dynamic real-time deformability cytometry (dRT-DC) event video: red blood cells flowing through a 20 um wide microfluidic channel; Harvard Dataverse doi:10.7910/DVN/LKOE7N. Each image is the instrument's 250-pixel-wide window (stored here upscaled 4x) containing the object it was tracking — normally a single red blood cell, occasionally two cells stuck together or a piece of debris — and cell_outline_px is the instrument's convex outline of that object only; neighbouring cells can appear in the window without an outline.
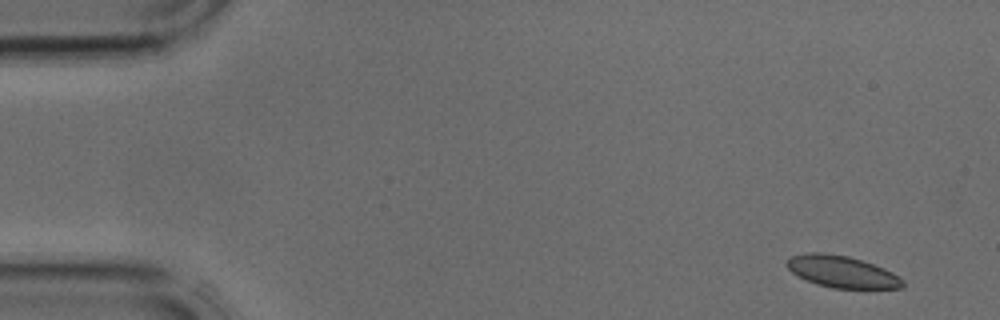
{"species": "common noctule bat (a hibernating species)", "species_latin": "Nyctalus noctula", "temperature_condition": "cold", "stored_images_in_passage": 4, "camera_frame_rate_fps": 3000, "um_per_image_px": 0.085, "animal": {"sex": "male", "body_mass_g": 17.9, "forearm_length_mm": 54.2}, "frame": {"image": 1, "passage_image": 1, "time_ms": 0.0, "image_size_px": [1000, 320], "cell_outline_px": [[904, 288], [832, 288], [816, 284], [792, 272], [784, 264], [784, 260], [792, 256], [808, 252], [820, 252], [848, 256], [884, 268], [900, 276], [904, 280]], "centroid_in_image_um": [71.56, 23.09], "position_along_channel_um": 13.4, "area_um2": 21.44}}
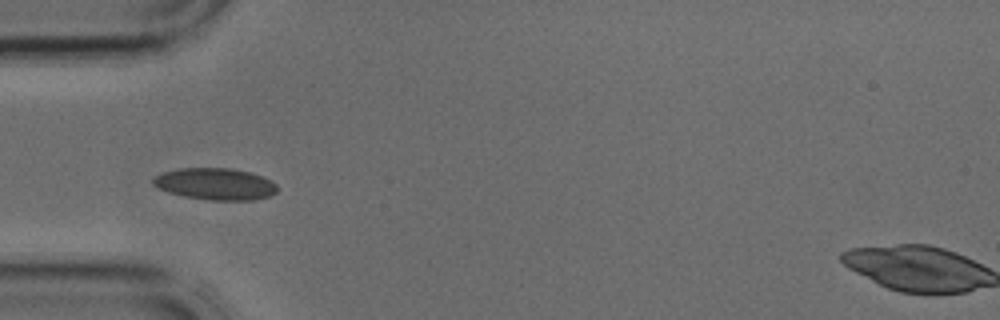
{"frame": {"image": 2, "passage_image": 3, "time_ms": 0.667, "image_size_px": [1000, 320], "cell_outline_px": [[276, 192], [268, 196], [252, 200], [208, 200], [184, 196], [168, 192], [152, 184], [152, 180], [156, 176], [164, 172], [180, 168], [232, 168], [252, 172], [264, 176], [272, 180], [276, 184]], "centroid_in_image_um": [18.33, 15.63], "position_along_channel_um": 66.7, "area_um2": 23.0}}